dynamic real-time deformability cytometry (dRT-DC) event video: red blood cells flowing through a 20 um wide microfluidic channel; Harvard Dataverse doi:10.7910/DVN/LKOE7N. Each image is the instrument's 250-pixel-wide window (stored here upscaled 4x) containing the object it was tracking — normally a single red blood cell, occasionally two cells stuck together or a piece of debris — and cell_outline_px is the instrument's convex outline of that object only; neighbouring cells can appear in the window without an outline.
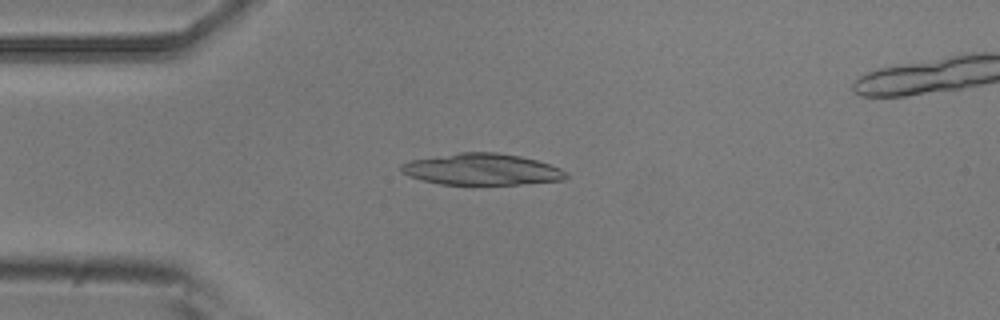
{"species": "common noctule bat (a hibernating species)", "species_latin": "Nyctalus noctula", "temperature_condition": "room temperature", "stored_images_in_passage": 5, "camera_frame_rate_fps": 3000, "um_per_image_px": 0.085, "animal": {"sex": "male", "body_mass_g": 20.5, "forearm_length_mm": 52.5}, "frame": {"image": 1, "passage_image": 4, "time_ms": 1.0, "image_size_px": [1000, 320], "cell_outline_px": [[568, 176], [564, 180], [520, 184], [440, 184], [420, 180], [408, 176], [400, 172], [400, 164], [412, 160], [460, 152], [496, 152], [520, 156], [536, 160], [560, 168], [568, 172]], "centroid_in_image_um": [40.94, 14.39], "position_along_channel_um": 44.1, "area_um2": 30.23}}